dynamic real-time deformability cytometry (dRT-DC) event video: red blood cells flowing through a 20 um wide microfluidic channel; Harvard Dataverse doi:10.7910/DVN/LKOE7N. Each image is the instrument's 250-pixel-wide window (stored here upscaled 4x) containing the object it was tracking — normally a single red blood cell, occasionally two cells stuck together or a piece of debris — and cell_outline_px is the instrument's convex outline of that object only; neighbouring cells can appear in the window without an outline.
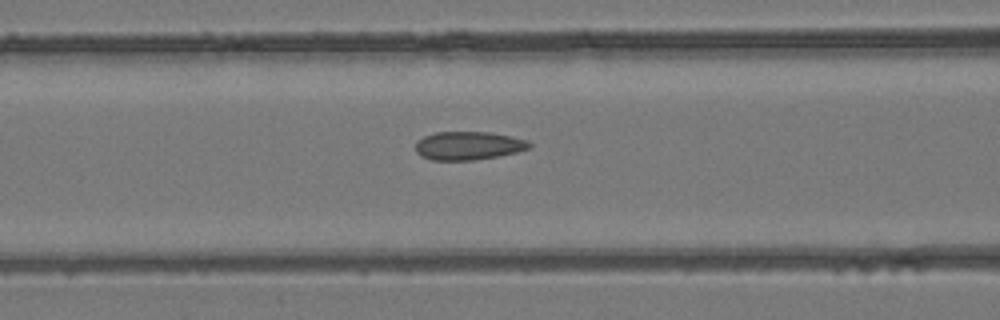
{"species": "common noctule bat (a hibernating species)", "species_latin": "Nyctalus noctula", "temperature_condition": "room temperature", "stored_images_in_passage": 26, "camera_frame_rate_fps": 3000, "um_per_image_px": 0.085, "animal": {"sex": "female", "body_mass_g": 24.6, "forearm_length_mm": 56.2}, "frame": {"image": 1, "passage_image": 6, "time_ms": 1.667, "image_size_px": [1000, 320], "cell_outline_px": [[532, 148], [516, 152], [496, 156], [472, 160], [432, 160], [420, 156], [416, 152], [416, 140], [424, 136], [436, 132], [488, 132], [528, 140], [532, 144]], "centroid_in_image_um": [39.79, 12.38], "position_along_channel_um": 126.8, "area_um2": 18.79}}
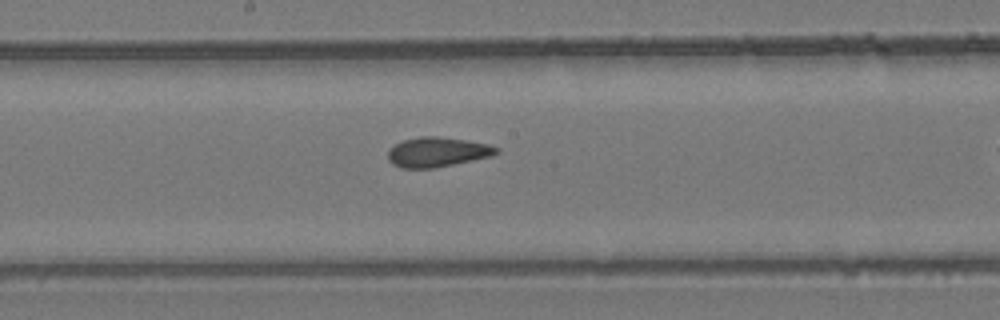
{"frame": {"image": 2, "passage_image": 12, "time_ms": 3.667, "image_size_px": [1000, 320], "cell_outline_px": [[500, 152], [492, 156], [432, 168], [400, 168], [392, 164], [388, 160], [388, 152], [396, 144], [404, 140], [420, 136], [436, 136], [464, 140], [488, 144], [500, 148]], "centroid_in_image_um": [37.18, 12.92], "position_along_channel_um": 211.0, "area_um2": 18.61}}
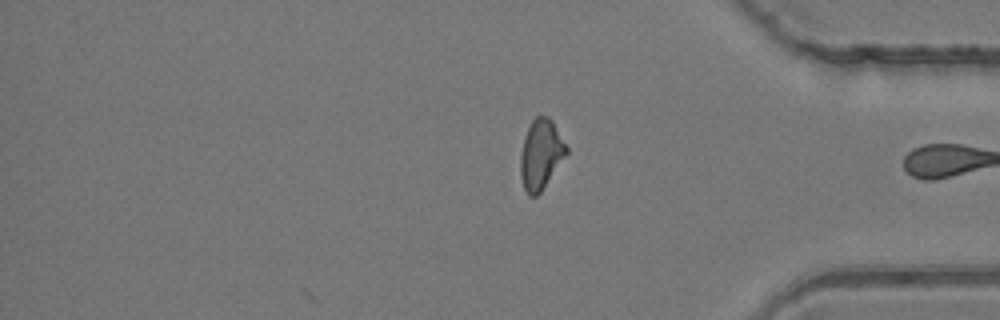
{"frame": {"image": 3, "passage_image": 26, "time_ms": 8.333, "image_size_px": [1000, 320], "cell_outline_px": [[568, 152], [540, 192], [536, 196], [528, 196], [524, 188], [520, 176], [520, 156], [524, 140], [528, 128], [532, 120], [536, 116], [548, 116], [552, 120], [568, 148]], "centroid_in_image_um": [45.96, 13.12], "position_along_channel_um": 389.2, "area_um2": 18.44}, "authors_computed_cell_mechanics": {"area_um2": 18.5538, "velocity_mm_per_s": 4.2022, "shape_relaxation_time_tau1_ms": null, "shape_relaxation_time_tau2_ms": 2.0039, "deformation_change_tau1": null, "deformation_change_tau2": 0.0653}}